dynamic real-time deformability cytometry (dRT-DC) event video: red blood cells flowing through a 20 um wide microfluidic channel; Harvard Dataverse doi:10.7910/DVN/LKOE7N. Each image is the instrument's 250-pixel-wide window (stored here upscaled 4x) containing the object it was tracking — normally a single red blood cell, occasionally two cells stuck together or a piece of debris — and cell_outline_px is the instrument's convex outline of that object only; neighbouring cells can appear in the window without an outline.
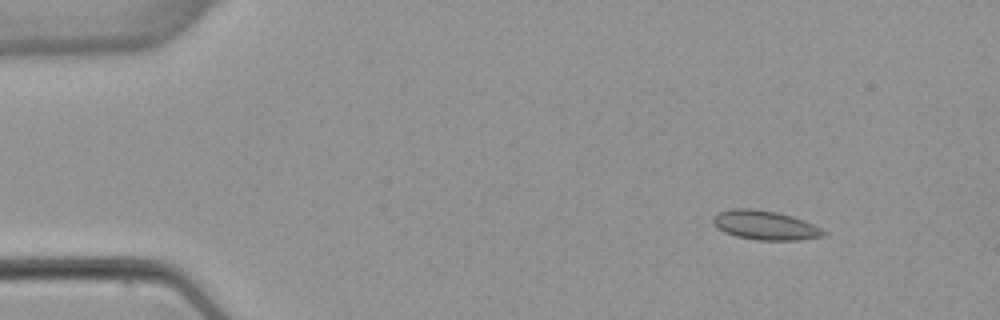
{"species": "common noctule bat (a hibernating species)", "species_latin": "Nyctalus noctula", "temperature_condition": "warm", "stored_images_in_passage": 5, "camera_frame_rate_fps": 3000, "um_per_image_px": 0.085, "animal": {"sex": "female", "body_mass_g": 22.7, "forearm_length_mm": 54.2}, "frame": {"image": 1, "passage_image": 1, "time_ms": 0.0, "image_size_px": [1000, 320], "cell_outline_px": [[828, 232], [824, 236], [800, 240], [756, 240], [736, 236], [724, 232], [716, 228], [712, 224], [712, 216], [716, 212], [736, 208], [752, 208], [776, 212], [792, 216], [804, 220]], "centroid_in_image_um": [64.99, 19.14], "position_along_channel_um": 20.0, "area_um2": 19.02}}
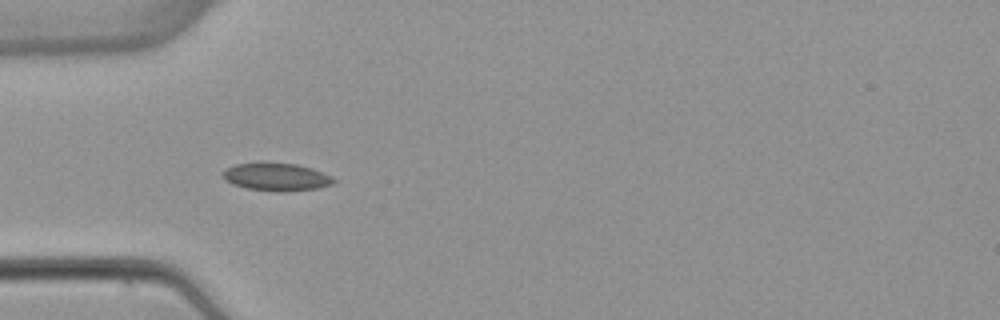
{"frame": {"image": 2, "passage_image": 4, "time_ms": 3.333, "image_size_px": [1000, 320], "cell_outline_px": [[336, 180], [332, 184], [316, 188], [284, 192], [276, 192], [248, 188], [232, 184], [224, 180], [224, 172], [228, 168], [236, 164], [296, 164], [312, 168], [332, 176]], "centroid_in_image_um": [23.54, 15.06], "position_along_channel_um": 61.5, "area_um2": 17.46}}
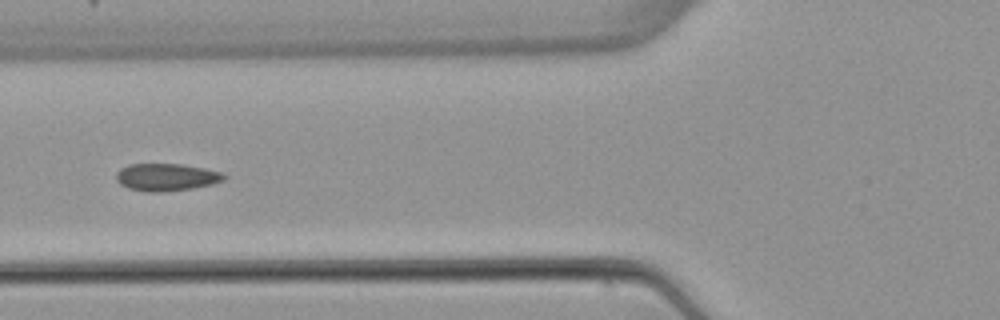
{"frame": {"image": 3, "passage_image": 5, "time_ms": 4.667, "image_size_px": [1000, 320], "cell_outline_px": [[228, 176], [224, 180], [212, 184], [192, 188], [164, 192], [148, 192], [128, 188], [120, 184], [116, 180], [116, 172], [120, 168], [128, 164], [184, 164], [224, 172]], "centroid_in_image_um": [14.16, 15.05], "position_along_channel_um": 111.6, "area_um2": 17.46}}